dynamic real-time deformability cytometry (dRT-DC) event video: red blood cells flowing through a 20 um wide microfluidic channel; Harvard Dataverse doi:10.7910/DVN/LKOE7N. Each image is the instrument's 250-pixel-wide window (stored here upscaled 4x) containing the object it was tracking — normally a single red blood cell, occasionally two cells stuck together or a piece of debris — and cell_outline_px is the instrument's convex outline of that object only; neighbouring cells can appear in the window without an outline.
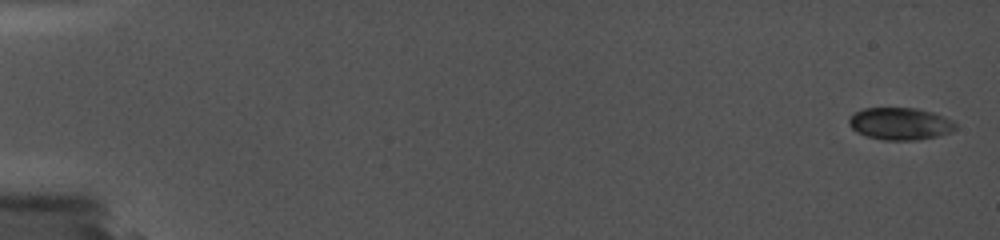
{"species": "common noctule bat (a hibernating species)", "species_latin": "Nyctalus noctula", "temperature_condition": "cold", "stored_images_in_passage": 14, "camera_frame_rate_fps": 5000, "um_per_image_px": 0.085, "animal": {"sex": "female", "body_mass_g": 19.0, "forearm_length_mm": 56.7}, "frame": {"image": 1, "passage_image": 1, "time_ms": 0.0, "image_size_px": [1000, 240], "cell_outline_px": [[956, 128], [952, 132], [936, 136], [916, 140], [884, 140], [868, 136], [856, 132], [848, 124], [848, 120], [856, 112], [864, 108], [916, 108], [932, 112], [952, 120], [956, 124]], "centroid_in_image_um": [76.51, 10.52], "position_along_channel_um": 8.5, "area_um2": 19.88}}
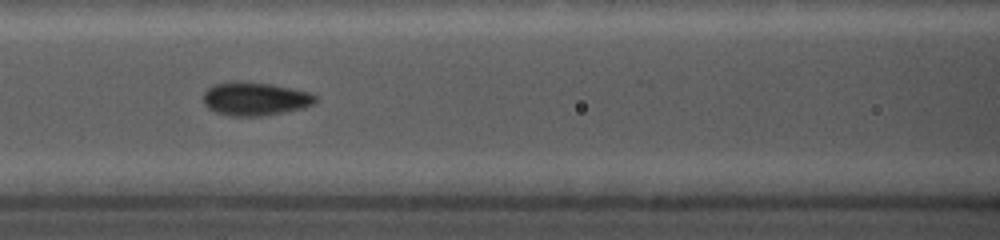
{"frame": {"image": 2, "passage_image": 12, "time_ms": 8.4, "image_size_px": [1000, 240], "cell_outline_px": [[320, 96], [312, 104], [304, 108], [284, 112], [260, 116], [232, 116], [216, 112], [208, 108], [204, 104], [204, 92], [212, 84], [232, 80], [244, 80], [272, 84], [292, 88], [308, 92]], "centroid_in_image_um": [21.67, 8.37], "position_along_channel_um": 144.9, "area_um2": 22.2}}
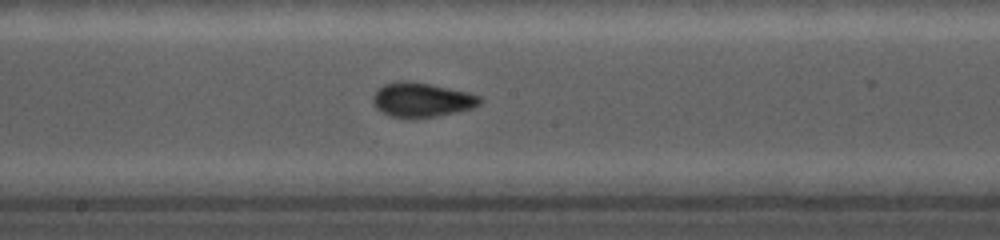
{"frame": {"image": 3, "passage_image": 14, "time_ms": 10.2, "image_size_px": [1000, 240], "cell_outline_px": [[484, 100], [480, 104], [472, 108], [436, 116], [392, 116], [376, 108], [372, 100], [372, 96], [376, 88], [384, 84], [396, 80], [404, 80], [428, 84], [468, 92], [480, 96]], "centroid_in_image_um": [35.83, 8.44], "position_along_channel_um": 212.4, "area_um2": 21.04}}